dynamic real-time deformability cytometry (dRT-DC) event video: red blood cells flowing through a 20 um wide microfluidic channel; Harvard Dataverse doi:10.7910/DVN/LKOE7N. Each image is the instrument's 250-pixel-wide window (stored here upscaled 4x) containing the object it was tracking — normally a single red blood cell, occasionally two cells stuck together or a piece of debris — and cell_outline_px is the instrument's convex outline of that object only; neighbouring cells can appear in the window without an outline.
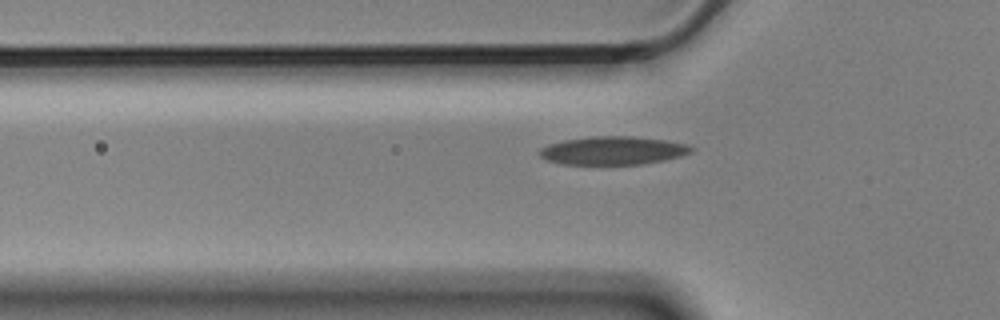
{"species": "Egyptian fruit bat (a non-hibernating species)", "species_latin": "Rousettus aegyptiacus", "temperature_condition": "cold", "stored_images_in_passage": 3, "camera_frame_rate_fps": 3000, "um_per_image_px": 0.085, "animal": {"sex": "male"}, "frame": {"image": 1, "passage_image": 3, "time_ms": 0.667, "image_size_px": [1000, 320], "cell_outline_px": [[696, 148], [692, 152], [680, 156], [664, 160], [644, 164], [560, 164], [544, 160], [540, 156], [540, 148], [548, 144], [564, 140], [592, 136], [632, 136], [664, 140], [684, 144]], "centroid_in_image_um": [52.07, 12.8], "position_along_channel_um": 73.7, "area_um2": 25.03}}